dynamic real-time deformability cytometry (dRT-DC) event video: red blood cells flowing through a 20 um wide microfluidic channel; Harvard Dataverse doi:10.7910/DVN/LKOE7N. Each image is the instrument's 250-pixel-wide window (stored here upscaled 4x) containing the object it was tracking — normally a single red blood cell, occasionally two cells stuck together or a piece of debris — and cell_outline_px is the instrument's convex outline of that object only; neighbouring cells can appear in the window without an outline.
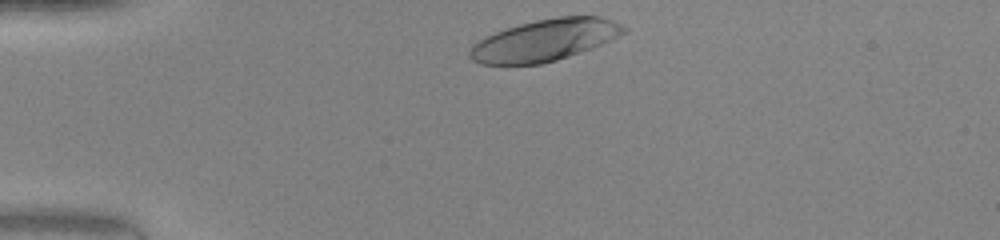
{"species": "human", "species_latin": "Homo sapiens", "temperature_condition": "warm", "stored_images_in_passage": 30, "camera_frame_rate_fps": 3000, "um_per_image_px": 0.085, "donor": {"sex": "female"}, "frame": {"image": 1, "passage_image": 1, "time_ms": 0.0, "image_size_px": [1000, 240], "cell_outline_px": [[628, 32], [592, 48], [556, 60], [540, 64], [480, 64], [472, 60], [468, 56], [468, 48], [472, 44], [484, 36], [520, 24], [536, 20], [560, 16], [600, 16], [612, 20], [628, 28]], "centroid_in_image_um": [46.29, 3.41], "position_along_channel_um": 38.7, "area_um2": 37.4}}
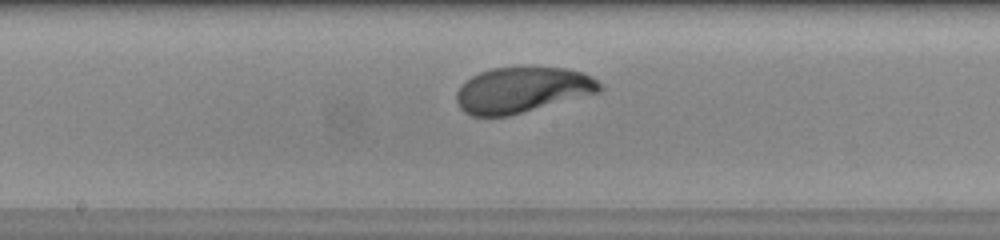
{"frame": {"image": 2, "passage_image": 16, "time_ms": 5.0, "image_size_px": [1000, 240], "cell_outline_px": [[604, 88], [600, 92], [508, 116], [472, 116], [464, 112], [460, 108], [456, 100], [456, 92], [460, 84], [464, 80], [480, 72], [492, 68], [564, 68], [584, 72], [592, 76]], "centroid_in_image_um": [44.36, 7.65], "position_along_channel_um": 203.8, "area_um2": 38.03}}
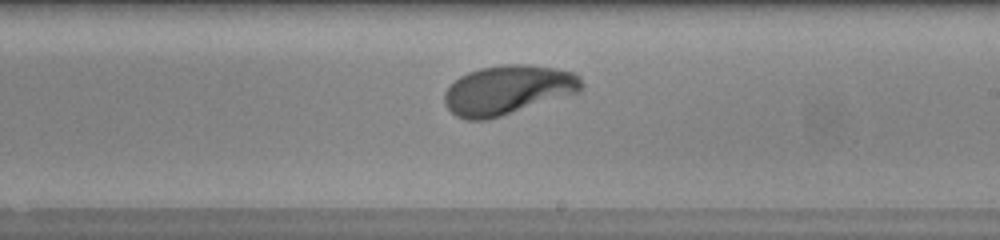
{"frame": {"image": 3, "passage_image": 19, "time_ms": 6.0, "image_size_px": [1000, 240], "cell_outline_px": [[584, 88], [580, 92], [488, 120], [464, 120], [456, 116], [444, 104], [444, 92], [460, 76], [468, 72], [480, 68], [504, 64], [528, 64], [556, 68], [572, 72], [580, 76], [584, 84]], "centroid_in_image_um": [43.18, 7.65], "position_along_channel_um": 245.8, "area_um2": 39.59}, "authors_computed_cell_mechanics": {"area_um2": 38.6971, "velocity_mm_per_s": 4.2129, "shape_relaxation_time_tau1_ms": 2.9443, "shape_relaxation_time_tau2_ms": null, "deformation_change_tau1": 0.2096, "deformation_change_tau2": null}}